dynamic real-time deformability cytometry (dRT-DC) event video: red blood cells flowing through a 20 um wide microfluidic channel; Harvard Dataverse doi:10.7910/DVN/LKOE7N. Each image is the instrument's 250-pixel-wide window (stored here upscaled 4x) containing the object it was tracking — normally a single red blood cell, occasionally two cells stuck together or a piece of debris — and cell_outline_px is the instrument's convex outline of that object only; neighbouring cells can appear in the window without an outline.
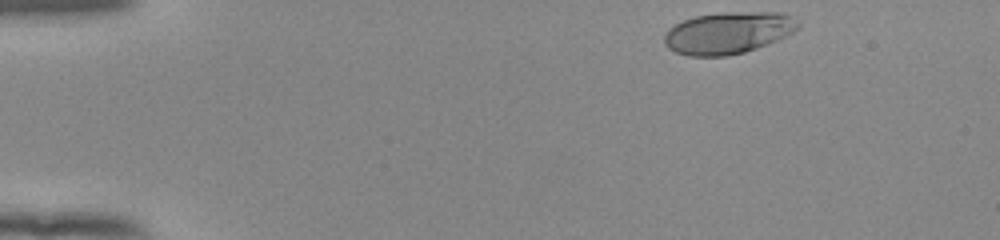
{"species": "human", "species_latin": "Homo sapiens", "temperature_condition": "room temperature", "stored_images_in_passage": 45, "camera_frame_rate_fps": 3000, "um_per_image_px": 0.085, "donor": {"sex": "female"}, "frame": {"image": 1, "passage_image": 1, "time_ms": 0.0, "image_size_px": [1000, 240], "cell_outline_px": [[800, 24], [792, 32], [768, 44], [744, 52], [728, 56], [688, 56], [676, 52], [668, 48], [664, 44], [664, 36], [668, 28], [684, 20], [696, 16], [720, 12], [780, 12], [792, 16]], "centroid_in_image_um": [61.86, 2.79], "position_along_channel_um": 23.1, "area_um2": 32.6}}
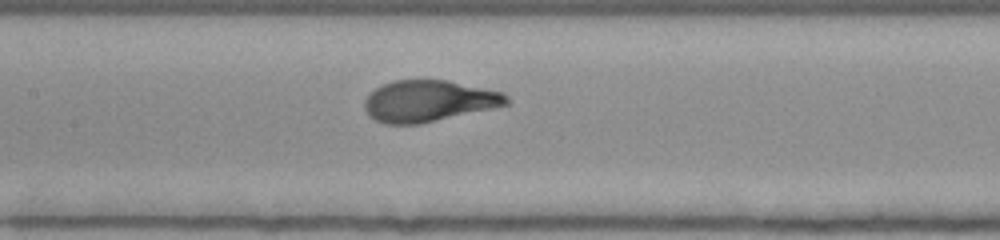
{"frame": {"image": 2, "passage_image": 20, "time_ms": 6.333, "image_size_px": [1000, 240], "cell_outline_px": [[508, 104], [492, 108], [420, 124], [384, 124], [368, 116], [364, 108], [364, 100], [368, 92], [392, 80], [444, 80], [504, 92], [508, 96]], "centroid_in_image_um": [36.38, 8.59], "position_along_channel_um": 171.0, "area_um2": 34.22}}
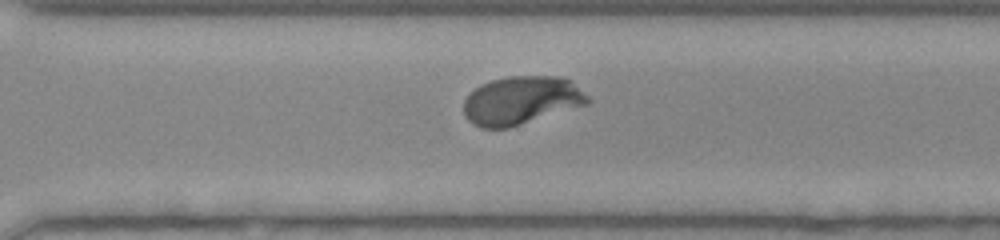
{"frame": {"image": 3, "passage_image": 32, "time_ms": 10.333, "image_size_px": [1000, 240], "cell_outline_px": [[592, 100], [588, 104], [508, 128], [480, 128], [472, 124], [464, 116], [464, 100], [476, 88], [492, 80], [508, 76], [560, 76], [572, 80]], "centroid_in_image_um": [44.33, 8.54], "position_along_channel_um": 326.3, "area_um2": 34.91}, "authors_computed_cell_mechanics": {"area_um2": 33.3506, "velocity_mm_per_s": 3.8952, "shape_relaxation_time_tau1_ms": 2.8921, "shape_relaxation_time_tau2_ms": null, "deformation_change_tau1": 0.1938, "deformation_change_tau2": null}}